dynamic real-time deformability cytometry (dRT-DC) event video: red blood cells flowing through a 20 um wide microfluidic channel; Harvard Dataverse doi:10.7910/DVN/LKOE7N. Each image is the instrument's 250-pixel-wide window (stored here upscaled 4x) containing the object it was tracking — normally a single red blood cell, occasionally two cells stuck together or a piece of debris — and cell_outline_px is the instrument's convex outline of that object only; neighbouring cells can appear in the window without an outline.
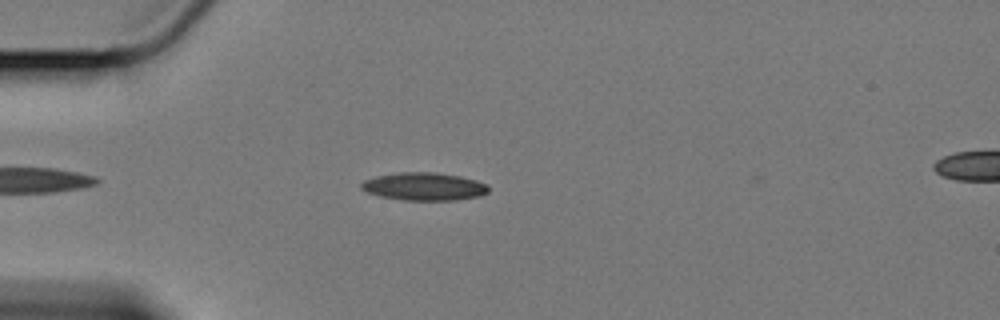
{"species": "Egyptian fruit bat (a non-hibernating species)", "species_latin": "Rousettus aegyptiacus", "temperature_condition": "cold", "stored_images_in_passage": 38, "camera_frame_rate_fps": 3000, "um_per_image_px": 0.085, "animal": {"sex": "female"}, "frame": {"image": 1, "passage_image": 1, "time_ms": 0.0, "image_size_px": [1000, 320], "cell_outline_px": [[488, 192], [476, 196], [456, 200], [404, 200], [380, 196], [368, 192], [360, 188], [360, 184], [364, 180], [376, 176], [400, 172], [436, 172], [460, 176], [476, 180], [484, 184], [488, 188]], "centroid_in_image_um": [36.01, 15.84], "position_along_channel_um": 49.0, "area_um2": 20.46}}
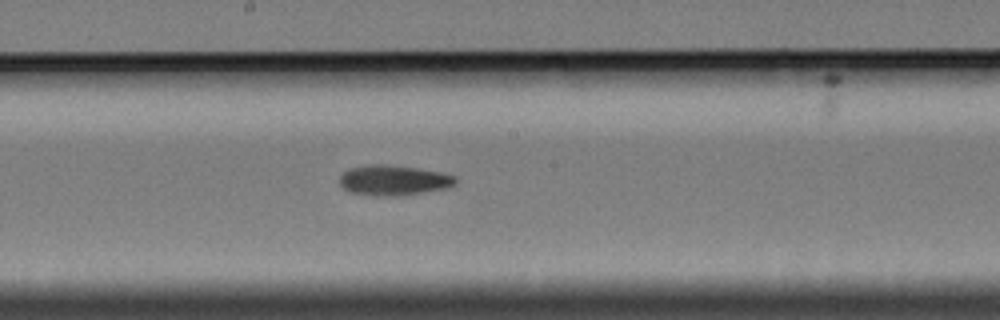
{"frame": {"image": 2, "passage_image": 17, "time_ms": 5.333, "image_size_px": [1000, 320], "cell_outline_px": [[456, 184], [444, 188], [396, 196], [380, 196], [348, 192], [340, 184], [340, 176], [348, 168], [364, 164], [384, 164], [416, 168], [440, 172], [452, 176], [456, 180]], "centroid_in_image_um": [33.37, 15.31], "position_along_channel_um": 214.8, "area_um2": 20.17}}
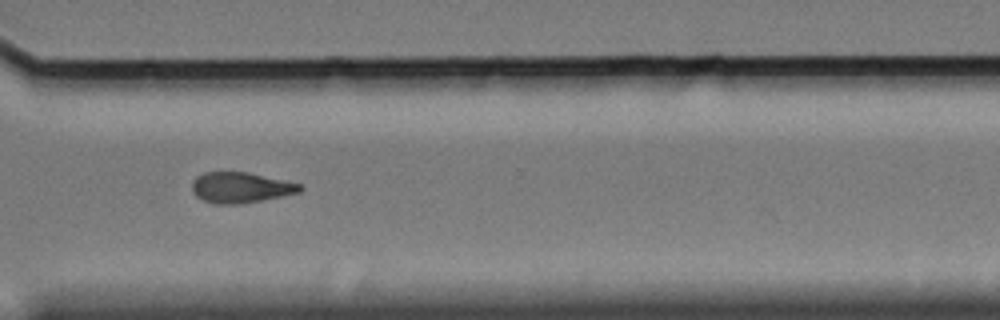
{"frame": {"image": 3, "passage_image": 29, "time_ms": 9.333, "image_size_px": [1000, 320], "cell_outline_px": [[304, 188], [300, 192], [240, 204], [212, 204], [196, 196], [192, 192], [192, 180], [196, 176], [204, 172], [248, 172], [284, 180], [300, 184]], "centroid_in_image_um": [20.41, 15.94], "position_along_channel_um": 350.2, "area_um2": 19.25}, "authors_computed_cell_mechanics": {"area_um2": 19.941, "velocity_mm_per_s": 3.397, "shape_relaxation_time_tau1_ms": 5.3955, "shape_relaxation_time_tau2_ms": 10.0942, "deformation_change_tau1": 0.1464, "deformation_change_tau2": 0.1929}}